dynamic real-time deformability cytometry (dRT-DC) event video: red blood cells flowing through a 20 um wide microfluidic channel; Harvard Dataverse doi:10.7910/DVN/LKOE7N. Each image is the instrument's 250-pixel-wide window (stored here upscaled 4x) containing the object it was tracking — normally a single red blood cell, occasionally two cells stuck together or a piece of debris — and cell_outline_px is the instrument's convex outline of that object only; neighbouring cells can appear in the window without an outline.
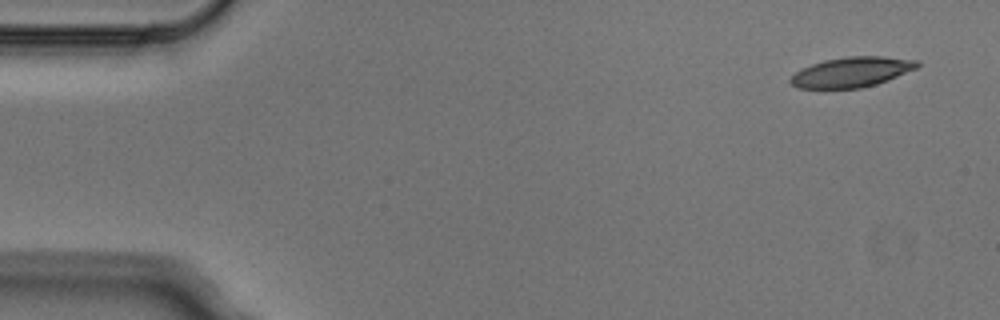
{"species": "Egyptian fruit bat (a non-hibernating species)", "species_latin": "Rousettus aegyptiacus", "temperature_condition": "cold", "stored_images_in_passage": 6, "camera_frame_rate_fps": 3000, "um_per_image_px": 0.085, "animal": {"sex": "male"}, "frame": {"image": 1, "passage_image": 1, "time_ms": 0.0, "image_size_px": [1000, 320], "cell_outline_px": [[920, 64], [916, 68], [888, 80], [876, 84], [860, 88], [796, 88], [788, 80], [796, 72], [812, 64], [824, 60], [848, 56], [884, 56], [920, 60]], "centroid_in_image_um": [72.42, 6.12], "position_along_channel_um": 12.6, "area_um2": 22.14}}
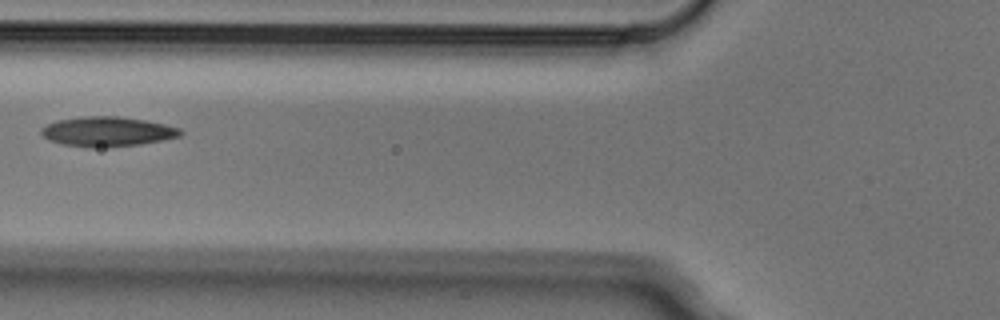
{"frame": {"image": 2, "passage_image": 5, "time_ms": 1.333, "image_size_px": [1000, 320], "cell_outline_px": [[184, 132], [180, 136], [164, 140], [140, 144], [92, 148], [64, 144], [48, 140], [40, 132], [40, 128], [56, 120], [84, 116], [120, 116], [144, 120], [164, 124], [180, 128]], "centroid_in_image_um": [9.13, 11.18], "position_along_channel_um": 116.7, "area_um2": 24.1}}
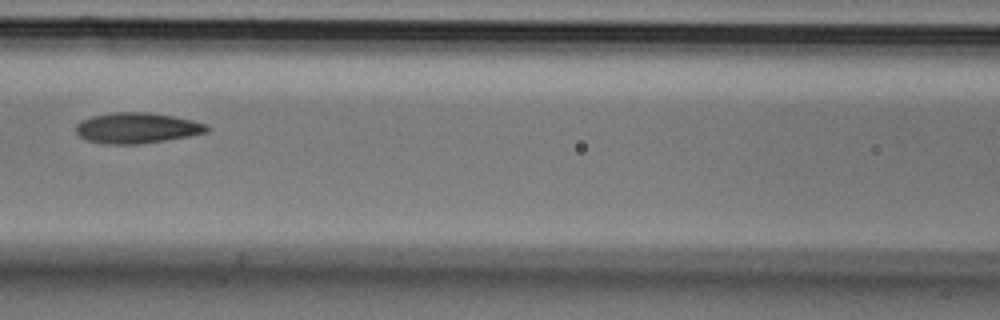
{"frame": {"image": 3, "passage_image": 6, "time_ms": 1.667, "image_size_px": [1000, 320], "cell_outline_px": [[208, 132], [188, 136], [140, 144], [104, 144], [88, 140], [80, 136], [76, 132], [76, 124], [80, 120], [92, 116], [116, 112], [148, 112], [172, 116], [192, 120], [208, 124]], "centroid_in_image_um": [11.63, 10.87], "position_along_channel_um": 155.0, "area_um2": 23.29}}